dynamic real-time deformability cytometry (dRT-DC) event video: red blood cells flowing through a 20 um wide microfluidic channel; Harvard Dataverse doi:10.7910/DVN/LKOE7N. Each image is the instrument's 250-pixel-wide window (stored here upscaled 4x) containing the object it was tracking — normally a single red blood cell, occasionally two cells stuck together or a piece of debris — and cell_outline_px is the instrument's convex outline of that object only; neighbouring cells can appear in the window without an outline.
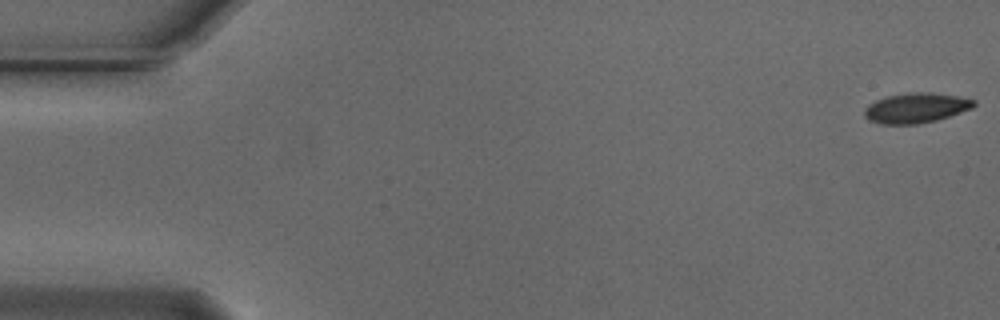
{"species": "Egyptian fruit bat (a non-hibernating species)", "species_latin": "Rousettus aegyptiacus", "temperature_condition": "cold", "stored_images_in_passage": 53, "camera_frame_rate_fps": 3000, "um_per_image_px": 0.085, "animal": {"sex": "male"}, "frame": {"image": 1, "passage_image": 1, "time_ms": 0.0, "image_size_px": [1000, 320], "cell_outline_px": [[976, 104], [972, 108], [936, 120], [916, 124], [884, 124], [868, 120], [864, 116], [864, 108], [868, 104], [876, 100], [888, 96], [908, 92], [928, 92], [956, 96], [976, 100]], "centroid_in_image_um": [77.83, 9.17], "position_along_channel_um": 7.2, "area_um2": 19.02}}
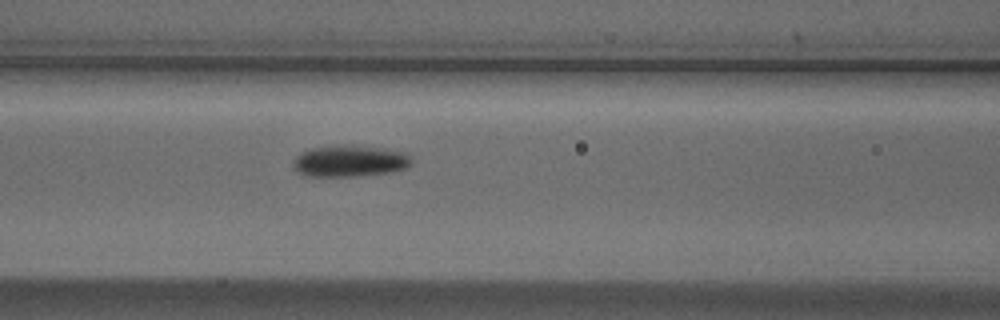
{"frame": {"image": 2, "passage_image": 23, "time_ms": 7.333, "image_size_px": [1000, 320], "cell_outline_px": [[412, 164], [404, 168], [388, 172], [352, 176], [304, 176], [296, 172], [292, 168], [292, 160], [300, 152], [308, 148], [348, 144], [352, 144], [404, 152], [412, 160]], "centroid_in_image_um": [29.62, 13.68], "position_along_channel_um": 137.0, "area_um2": 21.85}}
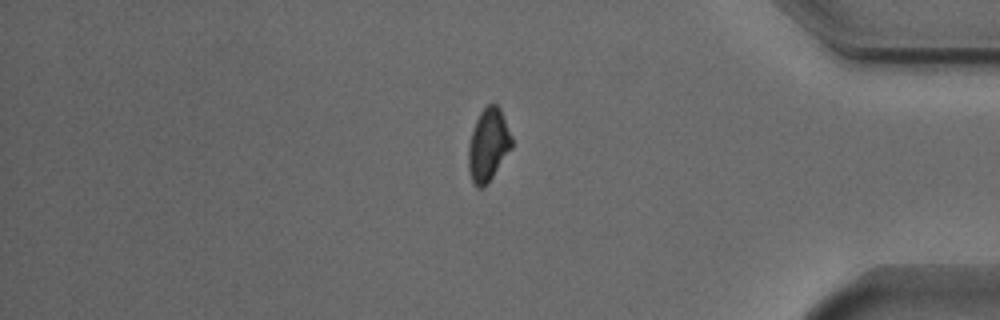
{"frame": {"image": 3, "passage_image": 46, "time_ms": 15.0, "image_size_px": [1000, 320], "cell_outline_px": [[512, 148], [488, 184], [484, 188], [476, 188], [472, 184], [468, 172], [468, 144], [476, 120], [480, 112], [488, 104], [496, 104], [500, 108], [512, 136]], "centroid_in_image_um": [41.49, 12.38], "position_along_channel_um": 393.7, "area_um2": 18.67}, "authors_computed_cell_mechanics": {"area_um2": 19.652, "velocity_mm_per_s": 3.7365, "shape_relaxation_time_tau1_ms": 2.1229, "shape_relaxation_time_tau2_ms": null, "deformation_change_tau1": 0.1115, "deformation_change_tau2": null}}